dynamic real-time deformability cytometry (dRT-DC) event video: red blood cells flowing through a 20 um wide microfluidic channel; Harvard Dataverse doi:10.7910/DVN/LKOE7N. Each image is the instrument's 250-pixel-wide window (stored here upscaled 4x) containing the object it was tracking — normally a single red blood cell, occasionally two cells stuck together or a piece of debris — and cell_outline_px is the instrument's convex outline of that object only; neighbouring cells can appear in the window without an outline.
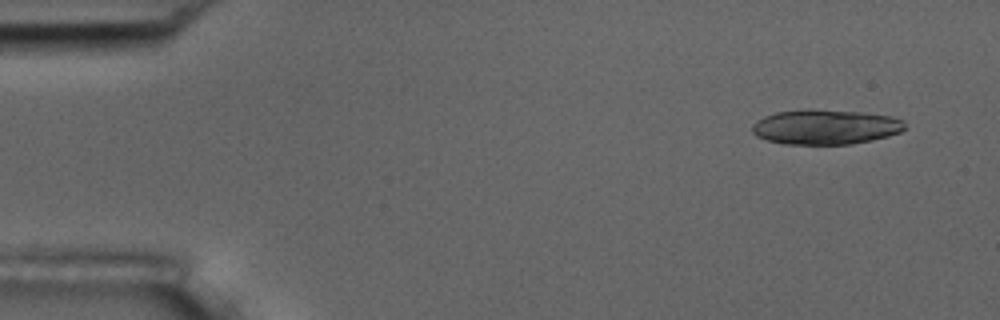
{"species": "common noctule bat (a hibernating species)", "species_latin": "Nyctalus noctula", "temperature_condition": "room temperature", "stored_images_in_passage": 4, "camera_frame_rate_fps": 3000, "um_per_image_px": 0.085, "animal": {"sex": "male", "body_mass_g": 17.5, "forearm_length_mm": 52.3}, "frame": {"image": 1, "passage_image": 1, "time_ms": 0.0, "image_size_px": [1000, 320], "cell_outline_px": [[904, 128], [900, 132], [888, 136], [872, 140], [852, 144], [784, 144], [768, 140], [756, 136], [752, 132], [752, 124], [756, 120], [764, 116], [776, 112], [808, 108], [860, 112], [892, 116], [904, 120]], "centroid_in_image_um": [70.14, 10.78], "position_along_channel_um": 14.9, "area_um2": 31.27}}